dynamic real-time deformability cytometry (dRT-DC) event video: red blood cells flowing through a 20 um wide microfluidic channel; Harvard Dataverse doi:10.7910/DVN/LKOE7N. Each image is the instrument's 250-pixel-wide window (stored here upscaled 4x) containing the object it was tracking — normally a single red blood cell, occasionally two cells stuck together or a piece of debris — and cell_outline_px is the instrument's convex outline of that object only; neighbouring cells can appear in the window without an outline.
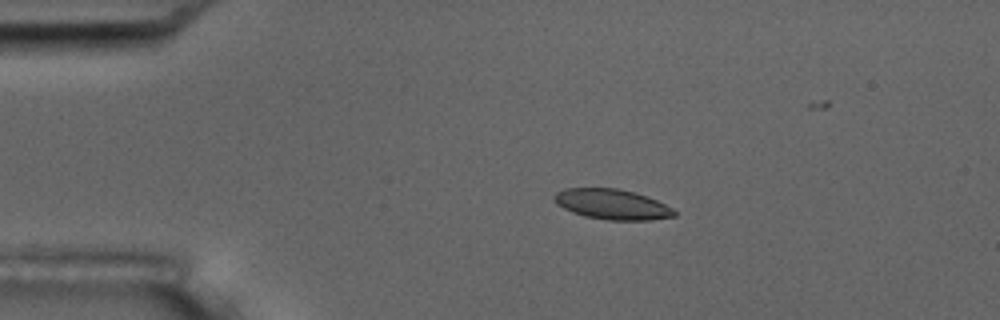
{"species": "common noctule bat (a hibernating species)", "species_latin": "Nyctalus noctula", "temperature_condition": "room temperature", "stored_images_in_passage": 6, "camera_frame_rate_fps": 3000, "um_per_image_px": 0.085, "animal": {"sex": "male", "body_mass_g": 17.5, "forearm_length_mm": 52.3}, "frame": {"image": 1, "passage_image": 4, "time_ms": 3.333, "image_size_px": [1000, 320], "cell_outline_px": [[676, 216], [652, 220], [608, 220], [584, 216], [572, 212], [556, 204], [552, 196], [556, 192], [564, 188], [616, 188], [648, 196], [672, 208], [676, 212]], "centroid_in_image_um": [52.01, 17.37], "position_along_channel_um": 33.0, "area_um2": 21.21}}
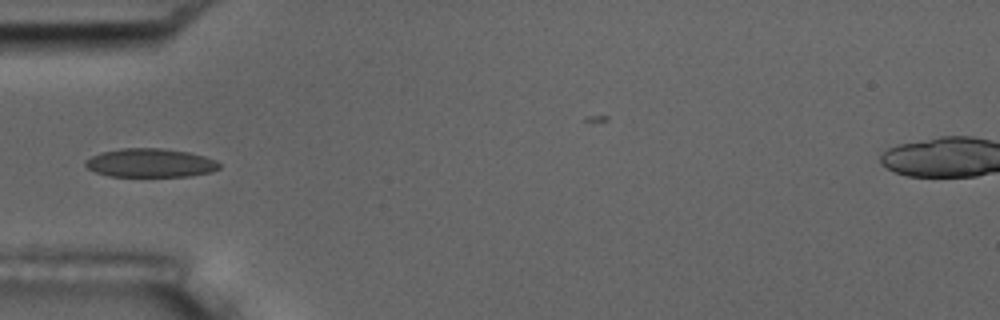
{"frame": {"image": 2, "passage_image": 6, "time_ms": 5.667, "image_size_px": [1000, 320], "cell_outline_px": [[220, 168], [212, 172], [188, 176], [108, 176], [96, 172], [88, 168], [84, 164], [84, 160], [100, 152], [120, 148], [160, 148], [188, 152], [204, 156], [216, 160], [220, 164]], "centroid_in_image_um": [12.77, 13.84], "position_along_channel_um": 72.2, "area_um2": 22.43}}